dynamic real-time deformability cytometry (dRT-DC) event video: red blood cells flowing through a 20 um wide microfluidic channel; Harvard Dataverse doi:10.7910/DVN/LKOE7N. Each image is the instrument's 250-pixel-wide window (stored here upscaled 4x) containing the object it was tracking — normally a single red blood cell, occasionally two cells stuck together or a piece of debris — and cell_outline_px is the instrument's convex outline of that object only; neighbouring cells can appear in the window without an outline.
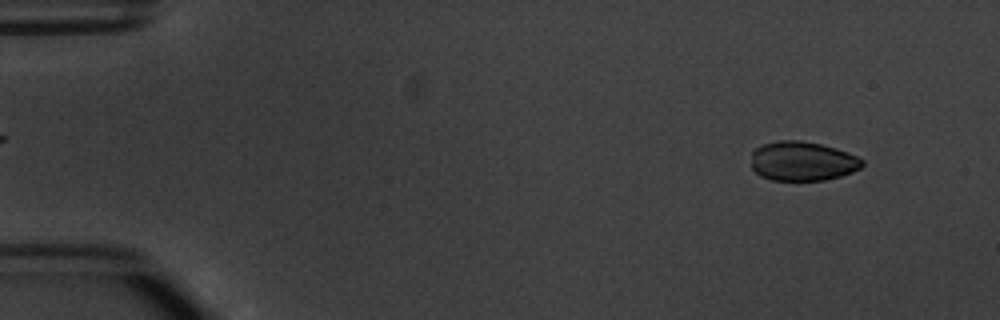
{"species": "common noctule bat (a hibernating species)", "species_latin": "Nyctalus noctula", "temperature_condition": "warm", "stored_images_in_passage": 5, "segment_of_instrument_passage": [1, 2], "camera_frame_rate_fps": 3000, "um_per_image_px": 0.085, "animal": {"sex": "male", "body_mass_g": 20.1, "forearm_length_mm": 53.5}, "frame": {"image": 1, "passage_image": 1, "time_ms": 0.0, "image_size_px": [1000, 320], "cell_outline_px": [[864, 164], [860, 168], [852, 172], [840, 176], [824, 180], [772, 180], [760, 176], [752, 168], [752, 152], [760, 144], [780, 140], [800, 140], [820, 144], [836, 148], [856, 156], [864, 160]], "centroid_in_image_um": [68.19, 13.69], "position_along_channel_um": 16.8, "area_um2": 25.49}}
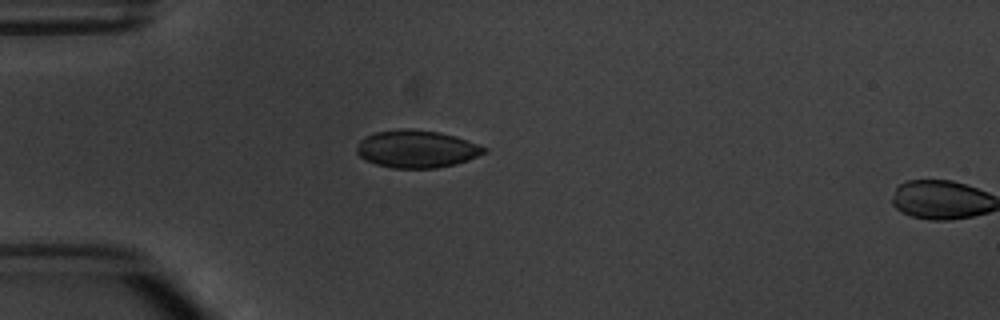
{"frame": {"image": 2, "passage_image": 4, "time_ms": 3.333, "image_size_px": [1000, 320], "cell_outline_px": [[488, 152], [468, 160], [456, 164], [436, 168], [392, 168], [376, 164], [364, 160], [356, 152], [356, 148], [360, 140], [364, 136], [376, 132], [400, 128], [408, 128], [440, 132], [488, 148]], "centroid_in_image_um": [35.38, 12.66], "position_along_channel_um": 49.6, "area_um2": 27.92}}